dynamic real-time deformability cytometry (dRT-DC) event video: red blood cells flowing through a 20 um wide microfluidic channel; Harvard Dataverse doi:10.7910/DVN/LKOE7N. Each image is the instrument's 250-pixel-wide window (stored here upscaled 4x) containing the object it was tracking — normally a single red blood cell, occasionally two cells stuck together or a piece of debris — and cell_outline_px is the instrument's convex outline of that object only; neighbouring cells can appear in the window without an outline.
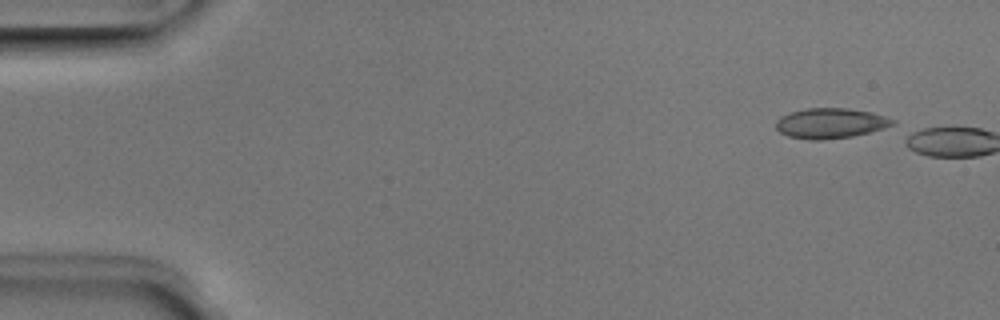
{"species": "Egyptian fruit bat (a non-hibernating species)", "species_latin": "Rousettus aegyptiacus", "temperature_condition": "room temperature", "stored_images_in_passage": 3, "camera_frame_rate_fps": 3000, "um_per_image_px": 0.085, "animal": {"sex": "male"}, "frame": {"image": 1, "passage_image": 1, "time_ms": 0.0, "image_size_px": [1000, 320], "cell_outline_px": [[896, 128], [852, 136], [820, 140], [808, 140], [788, 136], [780, 132], [776, 128], [776, 120], [780, 116], [792, 112], [808, 108], [848, 108], [872, 112], [896, 120]], "centroid_in_image_um": [70.7, 10.48], "position_along_channel_um": 14.3, "area_um2": 21.04}}